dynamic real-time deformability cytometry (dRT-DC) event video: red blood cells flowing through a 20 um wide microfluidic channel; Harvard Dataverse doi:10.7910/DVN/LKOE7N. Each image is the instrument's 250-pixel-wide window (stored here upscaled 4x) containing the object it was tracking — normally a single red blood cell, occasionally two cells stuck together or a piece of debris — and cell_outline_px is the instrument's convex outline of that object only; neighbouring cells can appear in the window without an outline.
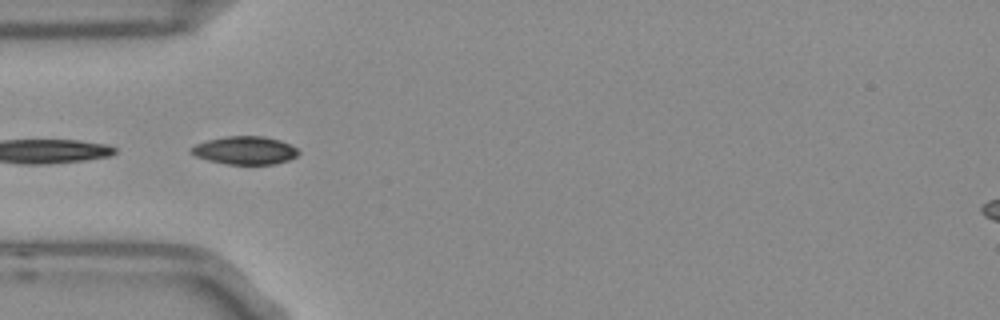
{"species": "Egyptian fruit bat (a non-hibernating species)", "species_latin": "Rousettus aegyptiacus", "temperature_condition": "room temperature", "stored_images_in_passage": 16, "segment_of_instrument_passage": [2, 2], "camera_frame_rate_fps": 3000, "um_per_image_px": 0.085, "frame": {"image": 1, "passage_image": 7, "time_ms": 2.0, "image_size_px": [1000, 320], "cell_outline_px": [[300, 152], [296, 156], [288, 160], [272, 164], [228, 164], [208, 160], [196, 156], [188, 148], [196, 144], [208, 140], [228, 136], [264, 136], [280, 140], [292, 144]], "centroid_in_image_um": [20.84, 12.77], "position_along_channel_um": 64.2, "area_um2": 17.46}}